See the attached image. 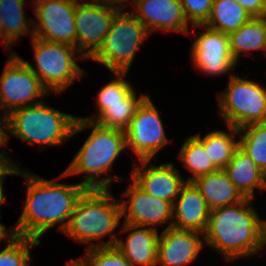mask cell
Wrapping results in <instances>:
<instances>
[{"mask_svg":"<svg viewBox=\"0 0 266 266\" xmlns=\"http://www.w3.org/2000/svg\"><path fill=\"white\" fill-rule=\"evenodd\" d=\"M191 26L204 25L212 10L213 0H180Z\"/></svg>","mask_w":266,"mask_h":266,"instance_id":"cell-32","label":"cell"},{"mask_svg":"<svg viewBox=\"0 0 266 266\" xmlns=\"http://www.w3.org/2000/svg\"><path fill=\"white\" fill-rule=\"evenodd\" d=\"M253 199L210 211L204 235L206 246L216 250L228 262L262 253L266 219L259 215Z\"/></svg>","mask_w":266,"mask_h":266,"instance_id":"cell-2","label":"cell"},{"mask_svg":"<svg viewBox=\"0 0 266 266\" xmlns=\"http://www.w3.org/2000/svg\"><path fill=\"white\" fill-rule=\"evenodd\" d=\"M31 40L33 46L34 64L23 59L28 67L39 77L43 87L50 95L61 94L73 86L77 79L84 76L85 70L77 63L85 60L76 47L48 42L37 37Z\"/></svg>","mask_w":266,"mask_h":266,"instance_id":"cell-6","label":"cell"},{"mask_svg":"<svg viewBox=\"0 0 266 266\" xmlns=\"http://www.w3.org/2000/svg\"><path fill=\"white\" fill-rule=\"evenodd\" d=\"M266 249V224L263 231V251Z\"/></svg>","mask_w":266,"mask_h":266,"instance_id":"cell-41","label":"cell"},{"mask_svg":"<svg viewBox=\"0 0 266 266\" xmlns=\"http://www.w3.org/2000/svg\"><path fill=\"white\" fill-rule=\"evenodd\" d=\"M41 242L29 237L12 236L0 251V266H29L32 249Z\"/></svg>","mask_w":266,"mask_h":266,"instance_id":"cell-29","label":"cell"},{"mask_svg":"<svg viewBox=\"0 0 266 266\" xmlns=\"http://www.w3.org/2000/svg\"><path fill=\"white\" fill-rule=\"evenodd\" d=\"M151 36L144 25L128 10H120L99 51L90 59L112 73H128L144 40Z\"/></svg>","mask_w":266,"mask_h":266,"instance_id":"cell-7","label":"cell"},{"mask_svg":"<svg viewBox=\"0 0 266 266\" xmlns=\"http://www.w3.org/2000/svg\"><path fill=\"white\" fill-rule=\"evenodd\" d=\"M178 151V160L190 173L186 176V182H192L199 176L218 170L210 160L208 152H205L203 142L195 134L188 136Z\"/></svg>","mask_w":266,"mask_h":266,"instance_id":"cell-25","label":"cell"},{"mask_svg":"<svg viewBox=\"0 0 266 266\" xmlns=\"http://www.w3.org/2000/svg\"><path fill=\"white\" fill-rule=\"evenodd\" d=\"M15 176L24 178L26 200L22 201L23 211L12 227L14 235L41 242L43 235L59 223L58 230L63 232L78 199L87 188L80 182H58V177L47 180L22 168L17 169Z\"/></svg>","mask_w":266,"mask_h":266,"instance_id":"cell-1","label":"cell"},{"mask_svg":"<svg viewBox=\"0 0 266 266\" xmlns=\"http://www.w3.org/2000/svg\"><path fill=\"white\" fill-rule=\"evenodd\" d=\"M25 1L0 0V21L7 37L14 44L21 37H34L33 19H27L25 16Z\"/></svg>","mask_w":266,"mask_h":266,"instance_id":"cell-27","label":"cell"},{"mask_svg":"<svg viewBox=\"0 0 266 266\" xmlns=\"http://www.w3.org/2000/svg\"><path fill=\"white\" fill-rule=\"evenodd\" d=\"M251 17H266L264 0H236Z\"/></svg>","mask_w":266,"mask_h":266,"instance_id":"cell-34","label":"cell"},{"mask_svg":"<svg viewBox=\"0 0 266 266\" xmlns=\"http://www.w3.org/2000/svg\"><path fill=\"white\" fill-rule=\"evenodd\" d=\"M16 171H17V168H13V167H10L1 177H0V217L1 216V206L2 204L4 203H7V197L5 195V192H4V181L6 180L5 177L9 176V175H16Z\"/></svg>","mask_w":266,"mask_h":266,"instance_id":"cell-35","label":"cell"},{"mask_svg":"<svg viewBox=\"0 0 266 266\" xmlns=\"http://www.w3.org/2000/svg\"><path fill=\"white\" fill-rule=\"evenodd\" d=\"M120 10L104 0H76L77 50L90 60L101 48L111 23Z\"/></svg>","mask_w":266,"mask_h":266,"instance_id":"cell-12","label":"cell"},{"mask_svg":"<svg viewBox=\"0 0 266 266\" xmlns=\"http://www.w3.org/2000/svg\"><path fill=\"white\" fill-rule=\"evenodd\" d=\"M78 116L51 107L46 101L21 107L8 114L10 134L27 146L43 150L63 146L72 138Z\"/></svg>","mask_w":266,"mask_h":266,"instance_id":"cell-5","label":"cell"},{"mask_svg":"<svg viewBox=\"0 0 266 266\" xmlns=\"http://www.w3.org/2000/svg\"><path fill=\"white\" fill-rule=\"evenodd\" d=\"M133 164L130 178L144 192L174 203L186 181L172 162L158 165L152 163V159H143Z\"/></svg>","mask_w":266,"mask_h":266,"instance_id":"cell-15","label":"cell"},{"mask_svg":"<svg viewBox=\"0 0 266 266\" xmlns=\"http://www.w3.org/2000/svg\"><path fill=\"white\" fill-rule=\"evenodd\" d=\"M2 111V112H1ZM0 115H6L4 112H3V110H2V107H1V102H0Z\"/></svg>","mask_w":266,"mask_h":266,"instance_id":"cell-42","label":"cell"},{"mask_svg":"<svg viewBox=\"0 0 266 266\" xmlns=\"http://www.w3.org/2000/svg\"><path fill=\"white\" fill-rule=\"evenodd\" d=\"M115 246L130 266H157V247L160 230L122 222Z\"/></svg>","mask_w":266,"mask_h":266,"instance_id":"cell-18","label":"cell"},{"mask_svg":"<svg viewBox=\"0 0 266 266\" xmlns=\"http://www.w3.org/2000/svg\"><path fill=\"white\" fill-rule=\"evenodd\" d=\"M129 10L148 30L190 35L189 22L180 0H138Z\"/></svg>","mask_w":266,"mask_h":266,"instance_id":"cell-16","label":"cell"},{"mask_svg":"<svg viewBox=\"0 0 266 266\" xmlns=\"http://www.w3.org/2000/svg\"><path fill=\"white\" fill-rule=\"evenodd\" d=\"M10 168V166L0 157V177Z\"/></svg>","mask_w":266,"mask_h":266,"instance_id":"cell-40","label":"cell"},{"mask_svg":"<svg viewBox=\"0 0 266 266\" xmlns=\"http://www.w3.org/2000/svg\"><path fill=\"white\" fill-rule=\"evenodd\" d=\"M66 266H86V264L78 257L77 259H69Z\"/></svg>","mask_w":266,"mask_h":266,"instance_id":"cell-39","label":"cell"},{"mask_svg":"<svg viewBox=\"0 0 266 266\" xmlns=\"http://www.w3.org/2000/svg\"><path fill=\"white\" fill-rule=\"evenodd\" d=\"M0 38L2 39V44L4 45V48L5 50H7L6 52H8L9 55L18 54L14 49L12 50L14 43L7 37L1 21H0Z\"/></svg>","mask_w":266,"mask_h":266,"instance_id":"cell-36","label":"cell"},{"mask_svg":"<svg viewBox=\"0 0 266 266\" xmlns=\"http://www.w3.org/2000/svg\"><path fill=\"white\" fill-rule=\"evenodd\" d=\"M197 28L203 31L198 35L194 32L191 34H195L189 50L192 66L209 77L235 75L232 71L238 63L233 59L230 51L229 35L205 25L191 26L192 31Z\"/></svg>","mask_w":266,"mask_h":266,"instance_id":"cell-11","label":"cell"},{"mask_svg":"<svg viewBox=\"0 0 266 266\" xmlns=\"http://www.w3.org/2000/svg\"><path fill=\"white\" fill-rule=\"evenodd\" d=\"M192 182L205 198L210 210L234 205L245 199L223 169L199 176Z\"/></svg>","mask_w":266,"mask_h":266,"instance_id":"cell-22","label":"cell"},{"mask_svg":"<svg viewBox=\"0 0 266 266\" xmlns=\"http://www.w3.org/2000/svg\"><path fill=\"white\" fill-rule=\"evenodd\" d=\"M128 73L113 72L110 75L113 80L102 85L95 97L97 111L95 115L82 117V119L94 122L109 106L116 105H140L148 96L145 93L138 97L135 87L131 81L127 80Z\"/></svg>","mask_w":266,"mask_h":266,"instance_id":"cell-21","label":"cell"},{"mask_svg":"<svg viewBox=\"0 0 266 266\" xmlns=\"http://www.w3.org/2000/svg\"><path fill=\"white\" fill-rule=\"evenodd\" d=\"M79 258L86 266H130L115 245L90 248L85 250V254Z\"/></svg>","mask_w":266,"mask_h":266,"instance_id":"cell-30","label":"cell"},{"mask_svg":"<svg viewBox=\"0 0 266 266\" xmlns=\"http://www.w3.org/2000/svg\"><path fill=\"white\" fill-rule=\"evenodd\" d=\"M205 246L204 235L169 227L161 230L157 266H187L196 261Z\"/></svg>","mask_w":266,"mask_h":266,"instance_id":"cell-17","label":"cell"},{"mask_svg":"<svg viewBox=\"0 0 266 266\" xmlns=\"http://www.w3.org/2000/svg\"><path fill=\"white\" fill-rule=\"evenodd\" d=\"M31 2L35 14L34 37L77 48L76 0H32Z\"/></svg>","mask_w":266,"mask_h":266,"instance_id":"cell-13","label":"cell"},{"mask_svg":"<svg viewBox=\"0 0 266 266\" xmlns=\"http://www.w3.org/2000/svg\"><path fill=\"white\" fill-rule=\"evenodd\" d=\"M252 17L236 0H213L211 14L205 26L229 34Z\"/></svg>","mask_w":266,"mask_h":266,"instance_id":"cell-26","label":"cell"},{"mask_svg":"<svg viewBox=\"0 0 266 266\" xmlns=\"http://www.w3.org/2000/svg\"><path fill=\"white\" fill-rule=\"evenodd\" d=\"M11 138L10 136V124L8 115H0V157L13 168H20L18 162H14L13 159H10L9 154L10 150L8 148V141ZM8 151V152H7Z\"/></svg>","mask_w":266,"mask_h":266,"instance_id":"cell-33","label":"cell"},{"mask_svg":"<svg viewBox=\"0 0 266 266\" xmlns=\"http://www.w3.org/2000/svg\"><path fill=\"white\" fill-rule=\"evenodd\" d=\"M129 186L120 193L122 222L158 230L172 227L173 203L144 192L130 177Z\"/></svg>","mask_w":266,"mask_h":266,"instance_id":"cell-14","label":"cell"},{"mask_svg":"<svg viewBox=\"0 0 266 266\" xmlns=\"http://www.w3.org/2000/svg\"><path fill=\"white\" fill-rule=\"evenodd\" d=\"M226 127L227 130L215 129L206 135L199 132L195 134L203 142L205 152H208L210 160L218 170L227 166L234 151L239 147L238 129L230 125Z\"/></svg>","mask_w":266,"mask_h":266,"instance_id":"cell-24","label":"cell"},{"mask_svg":"<svg viewBox=\"0 0 266 266\" xmlns=\"http://www.w3.org/2000/svg\"><path fill=\"white\" fill-rule=\"evenodd\" d=\"M163 124L159 110L148 95L125 130L127 150L137 156L135 159H157L155 155L170 142Z\"/></svg>","mask_w":266,"mask_h":266,"instance_id":"cell-10","label":"cell"},{"mask_svg":"<svg viewBox=\"0 0 266 266\" xmlns=\"http://www.w3.org/2000/svg\"><path fill=\"white\" fill-rule=\"evenodd\" d=\"M210 209L193 182H186L173 203L172 227L203 234Z\"/></svg>","mask_w":266,"mask_h":266,"instance_id":"cell-19","label":"cell"},{"mask_svg":"<svg viewBox=\"0 0 266 266\" xmlns=\"http://www.w3.org/2000/svg\"><path fill=\"white\" fill-rule=\"evenodd\" d=\"M121 221V202L112 195L110 188L86 189L78 199L63 233L73 241L85 244L86 250L113 246L119 237L116 230L121 227ZM108 235V240H104Z\"/></svg>","mask_w":266,"mask_h":266,"instance_id":"cell-4","label":"cell"},{"mask_svg":"<svg viewBox=\"0 0 266 266\" xmlns=\"http://www.w3.org/2000/svg\"><path fill=\"white\" fill-rule=\"evenodd\" d=\"M239 131V147L266 174V122L244 126Z\"/></svg>","mask_w":266,"mask_h":266,"instance_id":"cell-28","label":"cell"},{"mask_svg":"<svg viewBox=\"0 0 266 266\" xmlns=\"http://www.w3.org/2000/svg\"><path fill=\"white\" fill-rule=\"evenodd\" d=\"M84 129H91L89 136L59 177L85 174L80 183L87 189H109L113 182L124 181L121 175L114 173L111 176L109 172L113 171L114 162L120 154L127 151L125 131L105 128L78 116L72 137Z\"/></svg>","mask_w":266,"mask_h":266,"instance_id":"cell-3","label":"cell"},{"mask_svg":"<svg viewBox=\"0 0 266 266\" xmlns=\"http://www.w3.org/2000/svg\"><path fill=\"white\" fill-rule=\"evenodd\" d=\"M51 96L39 77L28 67L20 55H9L0 76V102L3 112L43 102ZM41 98V99H40Z\"/></svg>","mask_w":266,"mask_h":266,"instance_id":"cell-9","label":"cell"},{"mask_svg":"<svg viewBox=\"0 0 266 266\" xmlns=\"http://www.w3.org/2000/svg\"><path fill=\"white\" fill-rule=\"evenodd\" d=\"M139 105L109 106L94 122L105 128L125 131Z\"/></svg>","mask_w":266,"mask_h":266,"instance_id":"cell-31","label":"cell"},{"mask_svg":"<svg viewBox=\"0 0 266 266\" xmlns=\"http://www.w3.org/2000/svg\"><path fill=\"white\" fill-rule=\"evenodd\" d=\"M227 80L226 88L216 95L219 116L225 125L240 129L266 122V87L237 74Z\"/></svg>","mask_w":266,"mask_h":266,"instance_id":"cell-8","label":"cell"},{"mask_svg":"<svg viewBox=\"0 0 266 266\" xmlns=\"http://www.w3.org/2000/svg\"><path fill=\"white\" fill-rule=\"evenodd\" d=\"M228 35L232 57L238 64L241 56L249 57L254 51L266 56V17H252Z\"/></svg>","mask_w":266,"mask_h":266,"instance_id":"cell-23","label":"cell"},{"mask_svg":"<svg viewBox=\"0 0 266 266\" xmlns=\"http://www.w3.org/2000/svg\"><path fill=\"white\" fill-rule=\"evenodd\" d=\"M2 219V217H0ZM14 236L13 229H6L5 224L0 223V244L4 242V244L12 237Z\"/></svg>","mask_w":266,"mask_h":266,"instance_id":"cell-37","label":"cell"},{"mask_svg":"<svg viewBox=\"0 0 266 266\" xmlns=\"http://www.w3.org/2000/svg\"><path fill=\"white\" fill-rule=\"evenodd\" d=\"M223 170L245 198L255 199L256 189L266 190V174L240 147Z\"/></svg>","mask_w":266,"mask_h":266,"instance_id":"cell-20","label":"cell"},{"mask_svg":"<svg viewBox=\"0 0 266 266\" xmlns=\"http://www.w3.org/2000/svg\"><path fill=\"white\" fill-rule=\"evenodd\" d=\"M110 4L119 10H126V8L131 4L135 5L138 0H107ZM127 3V4H126ZM130 3V4H129Z\"/></svg>","mask_w":266,"mask_h":266,"instance_id":"cell-38","label":"cell"}]
</instances>
